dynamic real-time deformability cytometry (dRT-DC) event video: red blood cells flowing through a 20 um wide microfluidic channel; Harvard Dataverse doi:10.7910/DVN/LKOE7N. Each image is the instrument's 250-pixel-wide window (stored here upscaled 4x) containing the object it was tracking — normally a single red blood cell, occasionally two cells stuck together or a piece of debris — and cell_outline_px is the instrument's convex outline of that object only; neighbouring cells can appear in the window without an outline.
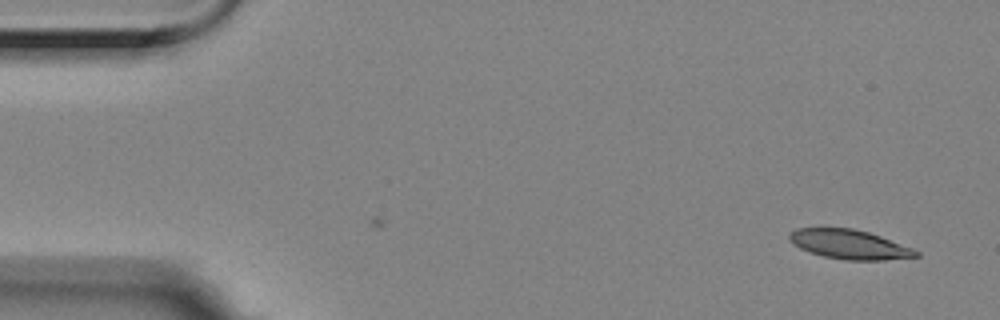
{"species": "Egyptian fruit bat (a non-hibernating species)", "species_latin": "Rousettus aegyptiacus", "temperature_condition": "room temperature", "stored_images_in_passage": 6, "camera_frame_rate_fps": 3000, "um_per_image_px": 0.085, "animal": {"sex": "female"}, "frame": {"image": 1, "passage_image": 6, "time_ms": 1.667, "image_size_px": [1000, 320], "cell_outline_px": [[920, 256], [884, 260], [844, 260], [824, 256], [800, 248], [792, 244], [788, 240], [788, 236], [796, 228], [852, 228], [868, 232], [880, 236], [912, 248], [920, 252]], "centroid_in_image_um": [72.19, 20.77], "position_along_channel_um": 12.8, "area_um2": 21.5}}